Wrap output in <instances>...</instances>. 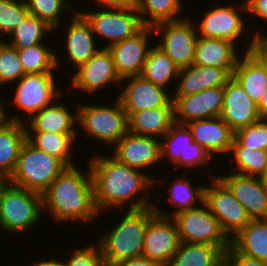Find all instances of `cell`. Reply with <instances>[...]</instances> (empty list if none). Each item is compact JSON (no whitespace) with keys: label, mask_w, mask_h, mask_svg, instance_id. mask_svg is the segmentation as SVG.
Wrapping results in <instances>:
<instances>
[{"label":"cell","mask_w":267,"mask_h":266,"mask_svg":"<svg viewBox=\"0 0 267 266\" xmlns=\"http://www.w3.org/2000/svg\"><path fill=\"white\" fill-rule=\"evenodd\" d=\"M160 140V159L173 163L174 167L195 168L210 165L211 154L193 139L186 124L174 123Z\"/></svg>","instance_id":"11"},{"label":"cell","mask_w":267,"mask_h":266,"mask_svg":"<svg viewBox=\"0 0 267 266\" xmlns=\"http://www.w3.org/2000/svg\"><path fill=\"white\" fill-rule=\"evenodd\" d=\"M52 28L37 16L29 14L26 19L16 26L8 35L9 42L16 49H25L41 44L46 34L52 33ZM12 37V38H11ZM11 41V42H10Z\"/></svg>","instance_id":"37"},{"label":"cell","mask_w":267,"mask_h":266,"mask_svg":"<svg viewBox=\"0 0 267 266\" xmlns=\"http://www.w3.org/2000/svg\"><path fill=\"white\" fill-rule=\"evenodd\" d=\"M247 13L267 21V0H245Z\"/></svg>","instance_id":"46"},{"label":"cell","mask_w":267,"mask_h":266,"mask_svg":"<svg viewBox=\"0 0 267 266\" xmlns=\"http://www.w3.org/2000/svg\"><path fill=\"white\" fill-rule=\"evenodd\" d=\"M257 108L261 117L267 113V87L262 95L261 100L257 104Z\"/></svg>","instance_id":"49"},{"label":"cell","mask_w":267,"mask_h":266,"mask_svg":"<svg viewBox=\"0 0 267 266\" xmlns=\"http://www.w3.org/2000/svg\"><path fill=\"white\" fill-rule=\"evenodd\" d=\"M129 79V83L121 87L117 98L122 103L127 117L134 112H140L150 108L174 107L172 95L161 86L148 81L142 75L131 76L122 79L121 82Z\"/></svg>","instance_id":"16"},{"label":"cell","mask_w":267,"mask_h":266,"mask_svg":"<svg viewBox=\"0 0 267 266\" xmlns=\"http://www.w3.org/2000/svg\"><path fill=\"white\" fill-rule=\"evenodd\" d=\"M44 43L25 49H18V54L25 74L54 72L60 66L58 55Z\"/></svg>","instance_id":"36"},{"label":"cell","mask_w":267,"mask_h":266,"mask_svg":"<svg viewBox=\"0 0 267 266\" xmlns=\"http://www.w3.org/2000/svg\"><path fill=\"white\" fill-rule=\"evenodd\" d=\"M101 8L125 9L135 7V0H92Z\"/></svg>","instance_id":"47"},{"label":"cell","mask_w":267,"mask_h":266,"mask_svg":"<svg viewBox=\"0 0 267 266\" xmlns=\"http://www.w3.org/2000/svg\"><path fill=\"white\" fill-rule=\"evenodd\" d=\"M10 184H11L10 177L0 174V206L3 194Z\"/></svg>","instance_id":"50"},{"label":"cell","mask_w":267,"mask_h":266,"mask_svg":"<svg viewBox=\"0 0 267 266\" xmlns=\"http://www.w3.org/2000/svg\"><path fill=\"white\" fill-rule=\"evenodd\" d=\"M224 266H267V262L245 256L230 245L224 252Z\"/></svg>","instance_id":"44"},{"label":"cell","mask_w":267,"mask_h":266,"mask_svg":"<svg viewBox=\"0 0 267 266\" xmlns=\"http://www.w3.org/2000/svg\"><path fill=\"white\" fill-rule=\"evenodd\" d=\"M75 125H77V111L73 114L67 105L56 104V102L37 112L25 123L26 132L79 134Z\"/></svg>","instance_id":"26"},{"label":"cell","mask_w":267,"mask_h":266,"mask_svg":"<svg viewBox=\"0 0 267 266\" xmlns=\"http://www.w3.org/2000/svg\"><path fill=\"white\" fill-rule=\"evenodd\" d=\"M42 212L41 194L10 184L1 201L0 233L25 234L40 220Z\"/></svg>","instance_id":"6"},{"label":"cell","mask_w":267,"mask_h":266,"mask_svg":"<svg viewBox=\"0 0 267 266\" xmlns=\"http://www.w3.org/2000/svg\"><path fill=\"white\" fill-rule=\"evenodd\" d=\"M211 186H205L204 203L218 219L221 229L231 240L251 220L243 205L217 177L212 178Z\"/></svg>","instance_id":"12"},{"label":"cell","mask_w":267,"mask_h":266,"mask_svg":"<svg viewBox=\"0 0 267 266\" xmlns=\"http://www.w3.org/2000/svg\"><path fill=\"white\" fill-rule=\"evenodd\" d=\"M25 75L18 49L0 40V86L6 83H15Z\"/></svg>","instance_id":"40"},{"label":"cell","mask_w":267,"mask_h":266,"mask_svg":"<svg viewBox=\"0 0 267 266\" xmlns=\"http://www.w3.org/2000/svg\"><path fill=\"white\" fill-rule=\"evenodd\" d=\"M182 7L181 0H135V8L140 15L141 22L147 27L181 19L179 13H182Z\"/></svg>","instance_id":"34"},{"label":"cell","mask_w":267,"mask_h":266,"mask_svg":"<svg viewBox=\"0 0 267 266\" xmlns=\"http://www.w3.org/2000/svg\"><path fill=\"white\" fill-rule=\"evenodd\" d=\"M29 266H63L61 261H57L55 259L49 260H41V262H34L32 265Z\"/></svg>","instance_id":"51"},{"label":"cell","mask_w":267,"mask_h":266,"mask_svg":"<svg viewBox=\"0 0 267 266\" xmlns=\"http://www.w3.org/2000/svg\"><path fill=\"white\" fill-rule=\"evenodd\" d=\"M4 103L2 99L0 98V127L5 125L9 120V116L7 115V112L3 108Z\"/></svg>","instance_id":"52"},{"label":"cell","mask_w":267,"mask_h":266,"mask_svg":"<svg viewBox=\"0 0 267 266\" xmlns=\"http://www.w3.org/2000/svg\"><path fill=\"white\" fill-rule=\"evenodd\" d=\"M73 17L71 18L70 25H67V37L64 54H67L69 63L76 70L85 64L93 55L99 51L95 42L94 33L90 23L86 18L78 12L72 11Z\"/></svg>","instance_id":"23"},{"label":"cell","mask_w":267,"mask_h":266,"mask_svg":"<svg viewBox=\"0 0 267 266\" xmlns=\"http://www.w3.org/2000/svg\"><path fill=\"white\" fill-rule=\"evenodd\" d=\"M235 138L244 147L267 150V122L261 118L258 122L236 131Z\"/></svg>","instance_id":"42"},{"label":"cell","mask_w":267,"mask_h":266,"mask_svg":"<svg viewBox=\"0 0 267 266\" xmlns=\"http://www.w3.org/2000/svg\"><path fill=\"white\" fill-rule=\"evenodd\" d=\"M65 168L66 166L59 159L36 148L26 140L10 181L15 186L42 195Z\"/></svg>","instance_id":"4"},{"label":"cell","mask_w":267,"mask_h":266,"mask_svg":"<svg viewBox=\"0 0 267 266\" xmlns=\"http://www.w3.org/2000/svg\"><path fill=\"white\" fill-rule=\"evenodd\" d=\"M231 77L225 68L191 64L179 69V83L172 96H187L212 87H224Z\"/></svg>","instance_id":"24"},{"label":"cell","mask_w":267,"mask_h":266,"mask_svg":"<svg viewBox=\"0 0 267 266\" xmlns=\"http://www.w3.org/2000/svg\"><path fill=\"white\" fill-rule=\"evenodd\" d=\"M98 245V246H97ZM87 245L78 248L63 266H105L100 245Z\"/></svg>","instance_id":"43"},{"label":"cell","mask_w":267,"mask_h":266,"mask_svg":"<svg viewBox=\"0 0 267 266\" xmlns=\"http://www.w3.org/2000/svg\"><path fill=\"white\" fill-rule=\"evenodd\" d=\"M29 14L25 0H0V37L8 36Z\"/></svg>","instance_id":"41"},{"label":"cell","mask_w":267,"mask_h":266,"mask_svg":"<svg viewBox=\"0 0 267 266\" xmlns=\"http://www.w3.org/2000/svg\"><path fill=\"white\" fill-rule=\"evenodd\" d=\"M262 118L267 122V113Z\"/></svg>","instance_id":"54"},{"label":"cell","mask_w":267,"mask_h":266,"mask_svg":"<svg viewBox=\"0 0 267 266\" xmlns=\"http://www.w3.org/2000/svg\"><path fill=\"white\" fill-rule=\"evenodd\" d=\"M27 140L25 123L8 121L0 127V174L11 176Z\"/></svg>","instance_id":"28"},{"label":"cell","mask_w":267,"mask_h":266,"mask_svg":"<svg viewBox=\"0 0 267 266\" xmlns=\"http://www.w3.org/2000/svg\"><path fill=\"white\" fill-rule=\"evenodd\" d=\"M181 244L176 223L171 217L155 215L148 224L142 256L168 266Z\"/></svg>","instance_id":"15"},{"label":"cell","mask_w":267,"mask_h":266,"mask_svg":"<svg viewBox=\"0 0 267 266\" xmlns=\"http://www.w3.org/2000/svg\"><path fill=\"white\" fill-rule=\"evenodd\" d=\"M234 156L236 166L232 172L258 177L267 166V150L244 147L235 137L229 154Z\"/></svg>","instance_id":"38"},{"label":"cell","mask_w":267,"mask_h":266,"mask_svg":"<svg viewBox=\"0 0 267 266\" xmlns=\"http://www.w3.org/2000/svg\"><path fill=\"white\" fill-rule=\"evenodd\" d=\"M113 106L80 104L77 109V127L86 135L105 144L115 145L128 132V117L118 98Z\"/></svg>","instance_id":"5"},{"label":"cell","mask_w":267,"mask_h":266,"mask_svg":"<svg viewBox=\"0 0 267 266\" xmlns=\"http://www.w3.org/2000/svg\"><path fill=\"white\" fill-rule=\"evenodd\" d=\"M174 123V107L150 108L134 112L128 117V132L162 138Z\"/></svg>","instance_id":"27"},{"label":"cell","mask_w":267,"mask_h":266,"mask_svg":"<svg viewBox=\"0 0 267 266\" xmlns=\"http://www.w3.org/2000/svg\"><path fill=\"white\" fill-rule=\"evenodd\" d=\"M31 15L37 16L53 30L60 24V15L64 9H70L71 3L66 0H25Z\"/></svg>","instance_id":"39"},{"label":"cell","mask_w":267,"mask_h":266,"mask_svg":"<svg viewBox=\"0 0 267 266\" xmlns=\"http://www.w3.org/2000/svg\"><path fill=\"white\" fill-rule=\"evenodd\" d=\"M88 174L78 167H66L42 194L43 211L56 222L81 221L87 223L100 214L94 202V184L90 166Z\"/></svg>","instance_id":"2"},{"label":"cell","mask_w":267,"mask_h":266,"mask_svg":"<svg viewBox=\"0 0 267 266\" xmlns=\"http://www.w3.org/2000/svg\"><path fill=\"white\" fill-rule=\"evenodd\" d=\"M192 19L183 18L161 22L153 26L155 34L162 35L156 46L166 53L179 69L193 64L195 45L198 39L197 25Z\"/></svg>","instance_id":"10"},{"label":"cell","mask_w":267,"mask_h":266,"mask_svg":"<svg viewBox=\"0 0 267 266\" xmlns=\"http://www.w3.org/2000/svg\"><path fill=\"white\" fill-rule=\"evenodd\" d=\"M223 100L224 87H212L187 96H172L174 120L187 124L193 120L219 117Z\"/></svg>","instance_id":"18"},{"label":"cell","mask_w":267,"mask_h":266,"mask_svg":"<svg viewBox=\"0 0 267 266\" xmlns=\"http://www.w3.org/2000/svg\"><path fill=\"white\" fill-rule=\"evenodd\" d=\"M220 117L234 132L256 123L262 118L257 104L233 76L224 86V100Z\"/></svg>","instance_id":"20"},{"label":"cell","mask_w":267,"mask_h":266,"mask_svg":"<svg viewBox=\"0 0 267 266\" xmlns=\"http://www.w3.org/2000/svg\"><path fill=\"white\" fill-rule=\"evenodd\" d=\"M171 218L176 223L181 242L220 246L224 251L231 245L218 219L204 202L201 207L181 211Z\"/></svg>","instance_id":"8"},{"label":"cell","mask_w":267,"mask_h":266,"mask_svg":"<svg viewBox=\"0 0 267 266\" xmlns=\"http://www.w3.org/2000/svg\"><path fill=\"white\" fill-rule=\"evenodd\" d=\"M235 4L206 10L204 18L198 23V35L204 38L225 39L236 44L241 35L244 36L248 24L245 25L241 15L243 12L247 13L245 0Z\"/></svg>","instance_id":"13"},{"label":"cell","mask_w":267,"mask_h":266,"mask_svg":"<svg viewBox=\"0 0 267 266\" xmlns=\"http://www.w3.org/2000/svg\"><path fill=\"white\" fill-rule=\"evenodd\" d=\"M178 72L179 68L172 59L155 44L149 51L141 75L155 85L165 88L172 80L177 79Z\"/></svg>","instance_id":"35"},{"label":"cell","mask_w":267,"mask_h":266,"mask_svg":"<svg viewBox=\"0 0 267 266\" xmlns=\"http://www.w3.org/2000/svg\"><path fill=\"white\" fill-rule=\"evenodd\" d=\"M160 139L127 132L114 145L113 157L119 162L143 170L160 162Z\"/></svg>","instance_id":"21"},{"label":"cell","mask_w":267,"mask_h":266,"mask_svg":"<svg viewBox=\"0 0 267 266\" xmlns=\"http://www.w3.org/2000/svg\"><path fill=\"white\" fill-rule=\"evenodd\" d=\"M70 88L93 94L105 90L110 84L120 87L122 80L116 73L114 61L108 48L100 49L85 64L80 66L72 76Z\"/></svg>","instance_id":"14"},{"label":"cell","mask_w":267,"mask_h":266,"mask_svg":"<svg viewBox=\"0 0 267 266\" xmlns=\"http://www.w3.org/2000/svg\"><path fill=\"white\" fill-rule=\"evenodd\" d=\"M180 178V179H179ZM177 180L170 184L169 188V197L166 198V201L169 199L171 205L175 207V209L171 213H165L164 211H160L157 208V205L154 206V210L157 215L164 216V217H171L181 211L192 209L198 207L204 202V189L205 185L198 186L197 188L192 186L191 181L187 180L186 176L184 175L183 178L180 176ZM196 202L200 203L196 205Z\"/></svg>","instance_id":"33"},{"label":"cell","mask_w":267,"mask_h":266,"mask_svg":"<svg viewBox=\"0 0 267 266\" xmlns=\"http://www.w3.org/2000/svg\"><path fill=\"white\" fill-rule=\"evenodd\" d=\"M193 139L214 157L229 154L235 132L219 116L200 120H193L186 124Z\"/></svg>","instance_id":"22"},{"label":"cell","mask_w":267,"mask_h":266,"mask_svg":"<svg viewBox=\"0 0 267 266\" xmlns=\"http://www.w3.org/2000/svg\"><path fill=\"white\" fill-rule=\"evenodd\" d=\"M232 76L258 104L267 87V72L249 51L242 53V58H239Z\"/></svg>","instance_id":"29"},{"label":"cell","mask_w":267,"mask_h":266,"mask_svg":"<svg viewBox=\"0 0 267 266\" xmlns=\"http://www.w3.org/2000/svg\"><path fill=\"white\" fill-rule=\"evenodd\" d=\"M152 27L144 26L133 37L111 45L108 49L112 54L116 73L120 79L141 75L150 47ZM149 46V47H148Z\"/></svg>","instance_id":"17"},{"label":"cell","mask_w":267,"mask_h":266,"mask_svg":"<svg viewBox=\"0 0 267 266\" xmlns=\"http://www.w3.org/2000/svg\"><path fill=\"white\" fill-rule=\"evenodd\" d=\"M155 215L153 205L124 212L122 220L99 238L104 265L142 256L145 232Z\"/></svg>","instance_id":"3"},{"label":"cell","mask_w":267,"mask_h":266,"mask_svg":"<svg viewBox=\"0 0 267 266\" xmlns=\"http://www.w3.org/2000/svg\"><path fill=\"white\" fill-rule=\"evenodd\" d=\"M215 176L243 205L250 220L267 219V189L258 177L234 172Z\"/></svg>","instance_id":"19"},{"label":"cell","mask_w":267,"mask_h":266,"mask_svg":"<svg viewBox=\"0 0 267 266\" xmlns=\"http://www.w3.org/2000/svg\"><path fill=\"white\" fill-rule=\"evenodd\" d=\"M235 43L217 38L198 36L193 64L225 68L231 75L239 60Z\"/></svg>","instance_id":"25"},{"label":"cell","mask_w":267,"mask_h":266,"mask_svg":"<svg viewBox=\"0 0 267 266\" xmlns=\"http://www.w3.org/2000/svg\"><path fill=\"white\" fill-rule=\"evenodd\" d=\"M81 13L90 23L95 38L97 35L108 40L102 46L109 48L111 45L124 39L133 37L144 26L135 7L125 9L106 8L98 11H76Z\"/></svg>","instance_id":"9"},{"label":"cell","mask_w":267,"mask_h":266,"mask_svg":"<svg viewBox=\"0 0 267 266\" xmlns=\"http://www.w3.org/2000/svg\"><path fill=\"white\" fill-rule=\"evenodd\" d=\"M231 245L241 254L267 262V219L251 220Z\"/></svg>","instance_id":"31"},{"label":"cell","mask_w":267,"mask_h":266,"mask_svg":"<svg viewBox=\"0 0 267 266\" xmlns=\"http://www.w3.org/2000/svg\"><path fill=\"white\" fill-rule=\"evenodd\" d=\"M250 45L246 46L245 52H250L264 67L267 72V34L262 35L259 31L253 33Z\"/></svg>","instance_id":"45"},{"label":"cell","mask_w":267,"mask_h":266,"mask_svg":"<svg viewBox=\"0 0 267 266\" xmlns=\"http://www.w3.org/2000/svg\"><path fill=\"white\" fill-rule=\"evenodd\" d=\"M224 252L220 246L181 242L168 266H224Z\"/></svg>","instance_id":"30"},{"label":"cell","mask_w":267,"mask_h":266,"mask_svg":"<svg viewBox=\"0 0 267 266\" xmlns=\"http://www.w3.org/2000/svg\"><path fill=\"white\" fill-rule=\"evenodd\" d=\"M94 184V202L98 212L128 206L138 210L154 205L148 189H152L153 177L146 172L119 162L111 156H93L88 162ZM150 187V188H149ZM146 190V191H145ZM148 190V191H147ZM144 191L143 195H139ZM146 193V195H145ZM135 198V199H134ZM132 202V203H131Z\"/></svg>","instance_id":"1"},{"label":"cell","mask_w":267,"mask_h":266,"mask_svg":"<svg viewBox=\"0 0 267 266\" xmlns=\"http://www.w3.org/2000/svg\"><path fill=\"white\" fill-rule=\"evenodd\" d=\"M260 182L263 184V186L267 189V166L264 169V171L258 176Z\"/></svg>","instance_id":"53"},{"label":"cell","mask_w":267,"mask_h":266,"mask_svg":"<svg viewBox=\"0 0 267 266\" xmlns=\"http://www.w3.org/2000/svg\"><path fill=\"white\" fill-rule=\"evenodd\" d=\"M53 72L46 73H31L25 74L19 82L16 83V91H14V96L11 98L10 104L12 102L19 108L27 113L28 119L20 118L18 114H14L9 117L10 121H17L21 123H26L31 119L37 112L41 111L46 106L51 105L55 100L61 98L60 92L57 90L53 75ZM25 120V121H24Z\"/></svg>","instance_id":"7"},{"label":"cell","mask_w":267,"mask_h":266,"mask_svg":"<svg viewBox=\"0 0 267 266\" xmlns=\"http://www.w3.org/2000/svg\"><path fill=\"white\" fill-rule=\"evenodd\" d=\"M111 266H161V265L155 261L150 260L147 257L140 256L113 263Z\"/></svg>","instance_id":"48"},{"label":"cell","mask_w":267,"mask_h":266,"mask_svg":"<svg viewBox=\"0 0 267 266\" xmlns=\"http://www.w3.org/2000/svg\"><path fill=\"white\" fill-rule=\"evenodd\" d=\"M27 140L36 148L59 159L66 167H73L72 145L78 134H58L49 132H26Z\"/></svg>","instance_id":"32"}]
</instances>
